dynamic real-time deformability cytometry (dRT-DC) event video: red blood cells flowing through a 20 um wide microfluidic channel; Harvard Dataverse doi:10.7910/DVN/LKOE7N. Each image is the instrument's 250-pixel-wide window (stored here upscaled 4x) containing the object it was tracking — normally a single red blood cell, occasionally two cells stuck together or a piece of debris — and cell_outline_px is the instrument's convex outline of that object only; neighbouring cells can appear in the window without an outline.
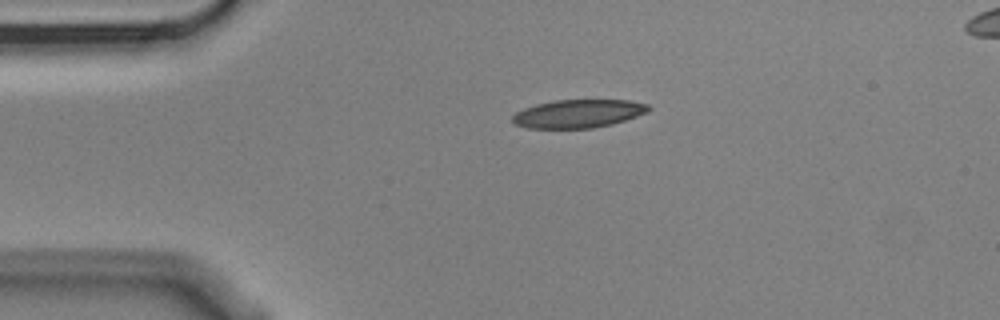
{"species": "Egyptian fruit bat (a non-hibernating species)", "species_latin": "Rousettus aegyptiacus", "temperature_condition": "cold", "stored_images_in_passage": 3, "segment_of_instrument_passage": [1, 2], "camera_frame_rate_fps": 3000, "um_per_image_px": 0.085, "animal": {"sex": "male"}, "frame": {"image": 1, "passage_image": 1, "time_ms": 0.0, "image_size_px": [1000, 320], "cell_outline_px": [[652, 108], [648, 112], [612, 124], [592, 128], [528, 128], [516, 124], [512, 120], [512, 116], [516, 112], [524, 108], [536, 104], [552, 100], [628, 100], [648, 104]], "centroid_in_image_um": [49.16, 9.65], "position_along_channel_um": 35.8, "area_um2": 22.37}}